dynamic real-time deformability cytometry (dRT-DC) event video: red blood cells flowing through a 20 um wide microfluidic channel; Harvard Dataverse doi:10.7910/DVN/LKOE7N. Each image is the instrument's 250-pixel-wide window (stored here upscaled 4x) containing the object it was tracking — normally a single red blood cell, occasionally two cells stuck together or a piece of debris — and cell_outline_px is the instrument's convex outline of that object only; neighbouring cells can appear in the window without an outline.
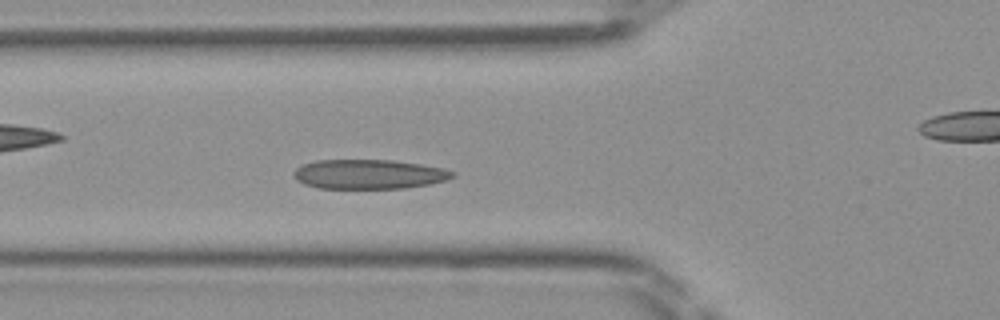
{"species": "Egyptian fruit bat (a non-hibernating species)", "species_latin": "Rousettus aegyptiacus", "temperature_condition": "room temperature", "stored_images_in_passage": 39, "camera_frame_rate_fps": 3000, "um_per_image_px": 0.085, "frame": {"image": 1, "passage_image": 8, "time_ms": 2.333, "image_size_px": [1000, 320], "cell_outline_px": [[456, 176], [444, 180], [428, 184], [404, 188], [320, 188], [304, 184], [296, 180], [292, 176], [292, 172], [296, 168], [304, 164], [316, 160], [392, 160], [420, 164], [444, 168], [456, 172]], "centroid_in_image_um": [31.34, 14.8], "position_along_channel_um": 94.5, "area_um2": 27.28}}
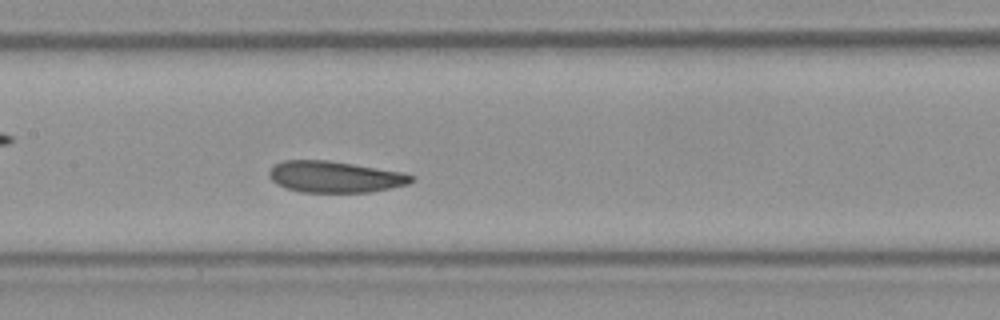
{"frame": {"image": 2, "passage_image": 14, "time_ms": 4.333, "image_size_px": [1000, 320], "cell_outline_px": [[416, 180], [408, 184], [368, 192], [300, 192], [284, 188], [276, 184], [268, 176], [268, 172], [276, 164], [284, 160], [328, 160], [404, 172], [416, 176]], "centroid_in_image_um": [28.48, 15.03], "position_along_channel_um": 178.9, "area_um2": 26.13}}
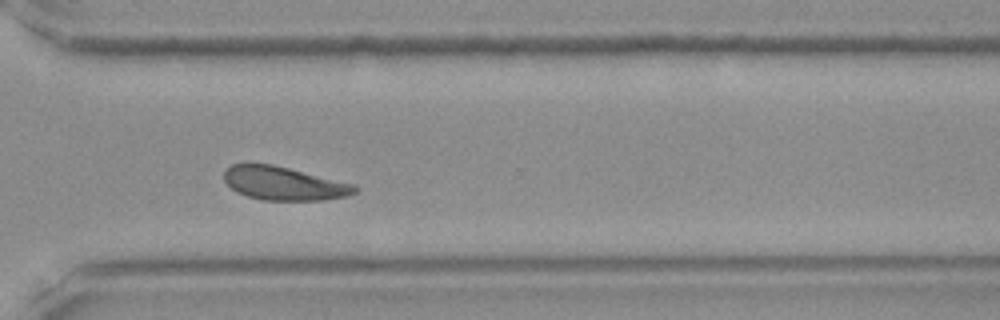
{"frame": {"image": 3, "passage_image": 26, "time_ms": 8.333, "image_size_px": [1000, 320], "cell_outline_px": [[360, 188], [356, 192], [348, 196], [324, 200], [264, 200], [248, 196], [236, 192], [224, 180], [224, 168], [232, 164], [272, 164], [356, 184]], "centroid_in_image_um": [24.16, 15.59], "position_along_channel_um": 346.4, "area_um2": 25.61}}